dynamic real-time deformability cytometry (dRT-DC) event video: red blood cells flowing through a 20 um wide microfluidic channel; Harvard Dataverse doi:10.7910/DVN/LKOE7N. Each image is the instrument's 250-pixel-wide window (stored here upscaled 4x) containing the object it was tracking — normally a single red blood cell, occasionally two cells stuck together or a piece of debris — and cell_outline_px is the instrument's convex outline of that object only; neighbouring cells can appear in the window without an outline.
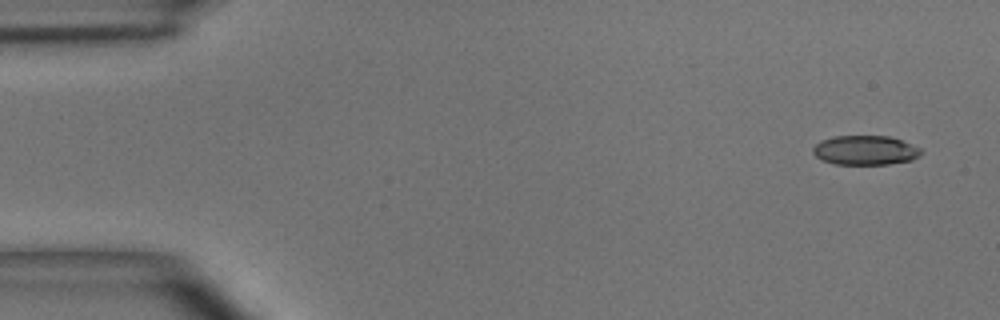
{"species": "common noctule bat (a hibernating species)", "species_latin": "Nyctalus noctula", "temperature_condition": "room temperature", "stored_images_in_passage": 7, "camera_frame_rate_fps": 3000, "um_per_image_px": 0.085, "animal": {"sex": "male", "body_mass_g": 15.6}, "frame": {"image": 1, "passage_image": 1, "time_ms": 0.0, "image_size_px": [1000, 320], "cell_outline_px": [[924, 152], [920, 156], [912, 160], [888, 164], [836, 164], [820, 160], [812, 152], [812, 148], [820, 140], [836, 136], [888, 136], [900, 140], [920, 148]], "centroid_in_image_um": [73.53, 12.77], "position_along_channel_um": 11.5, "area_um2": 18.55}}
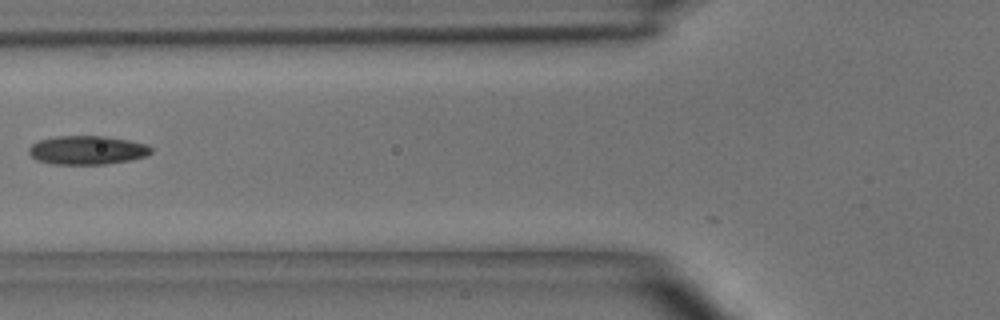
{"frame": {"image": 2, "passage_image": 5, "time_ms": 5.667, "image_size_px": [1000, 320], "cell_outline_px": [[152, 152], [148, 156], [128, 160], [104, 164], [52, 164], [36, 160], [28, 152], [28, 148], [32, 144], [40, 140], [56, 136], [104, 136], [128, 140], [148, 144], [152, 148]], "centroid_in_image_um": [7.42, 12.76], "position_along_channel_um": 118.4, "area_um2": 20.52}}